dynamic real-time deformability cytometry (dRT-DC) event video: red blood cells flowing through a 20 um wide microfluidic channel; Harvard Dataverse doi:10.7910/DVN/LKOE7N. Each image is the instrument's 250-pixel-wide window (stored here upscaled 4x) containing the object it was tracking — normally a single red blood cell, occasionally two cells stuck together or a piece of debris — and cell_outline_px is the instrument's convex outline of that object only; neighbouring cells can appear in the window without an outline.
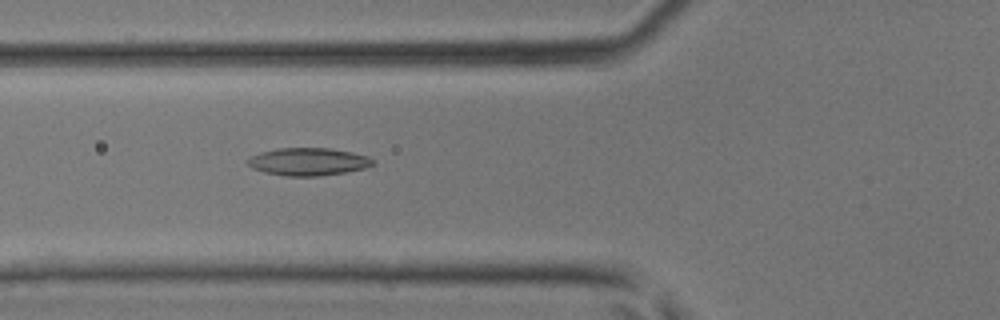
{"species": "common noctule bat (a hibernating species)", "species_latin": "Nyctalus noctula", "temperature_condition": "room temperature", "stored_images_in_passage": 33, "camera_frame_rate_fps": 3000, "um_per_image_px": 0.085, "animal": {"sex": "male", "body_mass_g": 17.9, "forearm_length_mm": 54.2}, "frame": {"image": 1, "passage_image": 5, "time_ms": 1.333, "image_size_px": [1000, 320], "cell_outline_px": [[376, 164], [364, 168], [344, 172], [320, 176], [284, 176], [264, 172], [252, 168], [244, 160], [260, 152], [280, 148], [328, 148], [352, 152], [368, 156], [376, 160]], "centroid_in_image_um": [26.21, 13.74], "position_along_channel_um": 99.6, "area_um2": 20.29}}
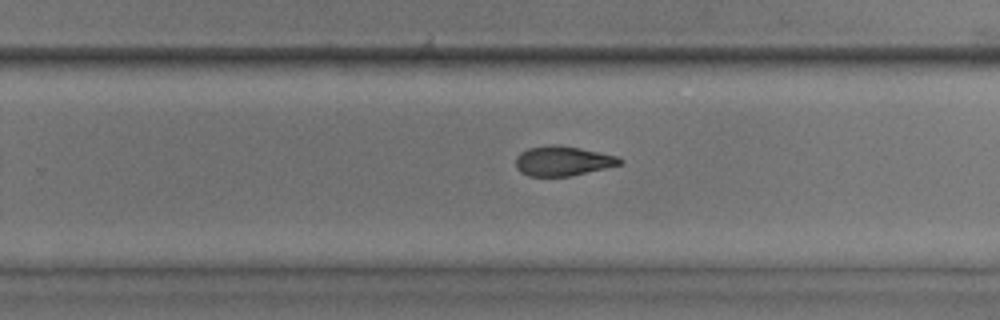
{"frame": {"image": 2, "passage_image": 17, "time_ms": 5.333, "image_size_px": [1000, 320], "cell_outline_px": [[624, 160], [620, 164], [604, 168], [568, 176], [528, 176], [520, 172], [516, 168], [516, 156], [520, 152], [528, 148], [552, 144], [556, 144], [580, 148], [616, 156]], "centroid_in_image_um": [47.78, 13.67], "position_along_channel_um": 282.0, "area_um2": 17.86}}
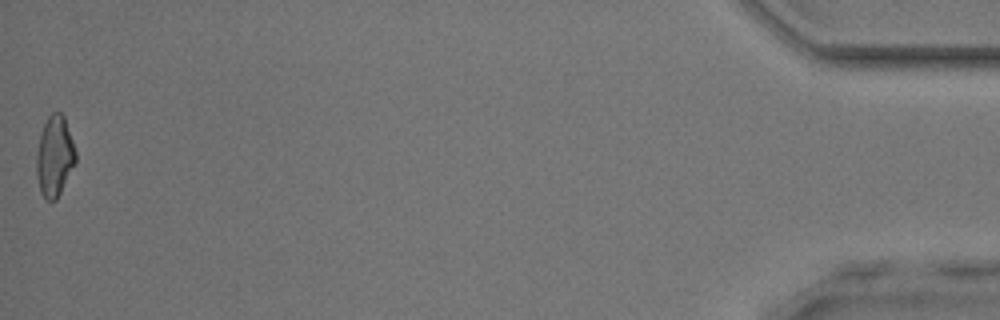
{"frame": {"image": 3, "passage_image": 33, "time_ms": 10.667, "image_size_px": [1000, 320], "cell_outline_px": [[76, 160], [56, 200], [48, 200], [40, 192], [36, 176], [36, 152], [40, 132], [48, 116], [52, 112], [60, 112], [64, 116], [76, 152]], "centroid_in_image_um": [4.61, 13.26], "position_along_channel_um": 430.6, "area_um2": 18.26}}